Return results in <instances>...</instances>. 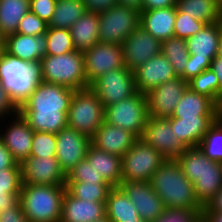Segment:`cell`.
I'll list each match as a JSON object with an SVG mask.
<instances>
[{
    "mask_svg": "<svg viewBox=\"0 0 222 222\" xmlns=\"http://www.w3.org/2000/svg\"><path fill=\"white\" fill-rule=\"evenodd\" d=\"M202 209L165 208L163 213L153 222H195Z\"/></svg>",
    "mask_w": 222,
    "mask_h": 222,
    "instance_id": "7bdbcfd3",
    "label": "cell"
},
{
    "mask_svg": "<svg viewBox=\"0 0 222 222\" xmlns=\"http://www.w3.org/2000/svg\"><path fill=\"white\" fill-rule=\"evenodd\" d=\"M177 0H142V10H153L176 6Z\"/></svg>",
    "mask_w": 222,
    "mask_h": 222,
    "instance_id": "f907efd6",
    "label": "cell"
},
{
    "mask_svg": "<svg viewBox=\"0 0 222 222\" xmlns=\"http://www.w3.org/2000/svg\"><path fill=\"white\" fill-rule=\"evenodd\" d=\"M165 159L156 149L138 138L122 156V181L149 182Z\"/></svg>",
    "mask_w": 222,
    "mask_h": 222,
    "instance_id": "30bf717a",
    "label": "cell"
},
{
    "mask_svg": "<svg viewBox=\"0 0 222 222\" xmlns=\"http://www.w3.org/2000/svg\"><path fill=\"white\" fill-rule=\"evenodd\" d=\"M176 160L193 183L198 203L206 206L222 187L219 162L209 159L199 146L187 148Z\"/></svg>",
    "mask_w": 222,
    "mask_h": 222,
    "instance_id": "3957f363",
    "label": "cell"
},
{
    "mask_svg": "<svg viewBox=\"0 0 222 222\" xmlns=\"http://www.w3.org/2000/svg\"><path fill=\"white\" fill-rule=\"evenodd\" d=\"M86 11L100 13L118 4L117 0H82Z\"/></svg>",
    "mask_w": 222,
    "mask_h": 222,
    "instance_id": "c3c4849f",
    "label": "cell"
},
{
    "mask_svg": "<svg viewBox=\"0 0 222 222\" xmlns=\"http://www.w3.org/2000/svg\"><path fill=\"white\" fill-rule=\"evenodd\" d=\"M119 5L142 11V0H117Z\"/></svg>",
    "mask_w": 222,
    "mask_h": 222,
    "instance_id": "11a10c76",
    "label": "cell"
},
{
    "mask_svg": "<svg viewBox=\"0 0 222 222\" xmlns=\"http://www.w3.org/2000/svg\"><path fill=\"white\" fill-rule=\"evenodd\" d=\"M0 222H30L24 214L20 202L9 210L0 211Z\"/></svg>",
    "mask_w": 222,
    "mask_h": 222,
    "instance_id": "7dc6e473",
    "label": "cell"
},
{
    "mask_svg": "<svg viewBox=\"0 0 222 222\" xmlns=\"http://www.w3.org/2000/svg\"><path fill=\"white\" fill-rule=\"evenodd\" d=\"M199 147L209 159L222 160V116L209 128Z\"/></svg>",
    "mask_w": 222,
    "mask_h": 222,
    "instance_id": "f35d334b",
    "label": "cell"
},
{
    "mask_svg": "<svg viewBox=\"0 0 222 222\" xmlns=\"http://www.w3.org/2000/svg\"><path fill=\"white\" fill-rule=\"evenodd\" d=\"M4 51L38 67L46 55V35L30 36L14 33L6 36Z\"/></svg>",
    "mask_w": 222,
    "mask_h": 222,
    "instance_id": "7402d4cb",
    "label": "cell"
},
{
    "mask_svg": "<svg viewBox=\"0 0 222 222\" xmlns=\"http://www.w3.org/2000/svg\"><path fill=\"white\" fill-rule=\"evenodd\" d=\"M201 215L207 222H222V212L207 211L204 207L201 210Z\"/></svg>",
    "mask_w": 222,
    "mask_h": 222,
    "instance_id": "db71d44e",
    "label": "cell"
},
{
    "mask_svg": "<svg viewBox=\"0 0 222 222\" xmlns=\"http://www.w3.org/2000/svg\"><path fill=\"white\" fill-rule=\"evenodd\" d=\"M195 222H207L202 215H200Z\"/></svg>",
    "mask_w": 222,
    "mask_h": 222,
    "instance_id": "680465c9",
    "label": "cell"
},
{
    "mask_svg": "<svg viewBox=\"0 0 222 222\" xmlns=\"http://www.w3.org/2000/svg\"><path fill=\"white\" fill-rule=\"evenodd\" d=\"M66 190L75 198L106 203L112 186L106 182H66Z\"/></svg>",
    "mask_w": 222,
    "mask_h": 222,
    "instance_id": "e575fe53",
    "label": "cell"
},
{
    "mask_svg": "<svg viewBox=\"0 0 222 222\" xmlns=\"http://www.w3.org/2000/svg\"><path fill=\"white\" fill-rule=\"evenodd\" d=\"M176 8L206 24L221 21L222 3L219 0H177Z\"/></svg>",
    "mask_w": 222,
    "mask_h": 222,
    "instance_id": "4dcf8cb0",
    "label": "cell"
},
{
    "mask_svg": "<svg viewBox=\"0 0 222 222\" xmlns=\"http://www.w3.org/2000/svg\"><path fill=\"white\" fill-rule=\"evenodd\" d=\"M56 155V134L34 131L30 157H50Z\"/></svg>",
    "mask_w": 222,
    "mask_h": 222,
    "instance_id": "ab89813d",
    "label": "cell"
},
{
    "mask_svg": "<svg viewBox=\"0 0 222 222\" xmlns=\"http://www.w3.org/2000/svg\"><path fill=\"white\" fill-rule=\"evenodd\" d=\"M205 24V22L196 20L192 16L187 13L180 12L176 8L174 36L186 40L198 33Z\"/></svg>",
    "mask_w": 222,
    "mask_h": 222,
    "instance_id": "60d3db41",
    "label": "cell"
},
{
    "mask_svg": "<svg viewBox=\"0 0 222 222\" xmlns=\"http://www.w3.org/2000/svg\"><path fill=\"white\" fill-rule=\"evenodd\" d=\"M176 6L140 11V25L160 42L174 37Z\"/></svg>",
    "mask_w": 222,
    "mask_h": 222,
    "instance_id": "484cf974",
    "label": "cell"
},
{
    "mask_svg": "<svg viewBox=\"0 0 222 222\" xmlns=\"http://www.w3.org/2000/svg\"><path fill=\"white\" fill-rule=\"evenodd\" d=\"M149 114L146 94L137 91L134 95L105 107L104 121L130 131L141 138Z\"/></svg>",
    "mask_w": 222,
    "mask_h": 222,
    "instance_id": "9c48e42d",
    "label": "cell"
},
{
    "mask_svg": "<svg viewBox=\"0 0 222 222\" xmlns=\"http://www.w3.org/2000/svg\"><path fill=\"white\" fill-rule=\"evenodd\" d=\"M221 31L222 22H213L205 24L198 33L186 39L189 59L180 76L184 81L189 82L210 68L212 60L217 56Z\"/></svg>",
    "mask_w": 222,
    "mask_h": 222,
    "instance_id": "52a82bcc",
    "label": "cell"
},
{
    "mask_svg": "<svg viewBox=\"0 0 222 222\" xmlns=\"http://www.w3.org/2000/svg\"><path fill=\"white\" fill-rule=\"evenodd\" d=\"M104 113L103 103L90 87L75 90L67 114V127L91 138L103 124Z\"/></svg>",
    "mask_w": 222,
    "mask_h": 222,
    "instance_id": "ba28073f",
    "label": "cell"
},
{
    "mask_svg": "<svg viewBox=\"0 0 222 222\" xmlns=\"http://www.w3.org/2000/svg\"><path fill=\"white\" fill-rule=\"evenodd\" d=\"M210 68L219 81V107L222 109V58L215 57L211 62Z\"/></svg>",
    "mask_w": 222,
    "mask_h": 222,
    "instance_id": "816d5d0a",
    "label": "cell"
},
{
    "mask_svg": "<svg viewBox=\"0 0 222 222\" xmlns=\"http://www.w3.org/2000/svg\"><path fill=\"white\" fill-rule=\"evenodd\" d=\"M149 183L165 208H203L197 201L193 183L184 175L176 159H165Z\"/></svg>",
    "mask_w": 222,
    "mask_h": 222,
    "instance_id": "7a4b0ae2",
    "label": "cell"
},
{
    "mask_svg": "<svg viewBox=\"0 0 222 222\" xmlns=\"http://www.w3.org/2000/svg\"><path fill=\"white\" fill-rule=\"evenodd\" d=\"M99 13L88 12L71 27V37L75 50L84 52L99 42Z\"/></svg>",
    "mask_w": 222,
    "mask_h": 222,
    "instance_id": "f1b7e54d",
    "label": "cell"
},
{
    "mask_svg": "<svg viewBox=\"0 0 222 222\" xmlns=\"http://www.w3.org/2000/svg\"><path fill=\"white\" fill-rule=\"evenodd\" d=\"M119 187L134 204L139 217L143 220L153 222L165 210L163 201L149 182L122 181Z\"/></svg>",
    "mask_w": 222,
    "mask_h": 222,
    "instance_id": "ffe728a7",
    "label": "cell"
},
{
    "mask_svg": "<svg viewBox=\"0 0 222 222\" xmlns=\"http://www.w3.org/2000/svg\"><path fill=\"white\" fill-rule=\"evenodd\" d=\"M85 12L86 8L82 0H57L48 27L70 29Z\"/></svg>",
    "mask_w": 222,
    "mask_h": 222,
    "instance_id": "836d02e7",
    "label": "cell"
},
{
    "mask_svg": "<svg viewBox=\"0 0 222 222\" xmlns=\"http://www.w3.org/2000/svg\"><path fill=\"white\" fill-rule=\"evenodd\" d=\"M204 208L207 211H219L222 212V187L221 189L215 194V196L207 203Z\"/></svg>",
    "mask_w": 222,
    "mask_h": 222,
    "instance_id": "f5cc1de1",
    "label": "cell"
},
{
    "mask_svg": "<svg viewBox=\"0 0 222 222\" xmlns=\"http://www.w3.org/2000/svg\"><path fill=\"white\" fill-rule=\"evenodd\" d=\"M105 217V203L77 199L65 191L60 222H96Z\"/></svg>",
    "mask_w": 222,
    "mask_h": 222,
    "instance_id": "cb8c5ba5",
    "label": "cell"
},
{
    "mask_svg": "<svg viewBox=\"0 0 222 222\" xmlns=\"http://www.w3.org/2000/svg\"><path fill=\"white\" fill-rule=\"evenodd\" d=\"M139 25V10L116 4L99 13V42L122 44Z\"/></svg>",
    "mask_w": 222,
    "mask_h": 222,
    "instance_id": "8fae6325",
    "label": "cell"
},
{
    "mask_svg": "<svg viewBox=\"0 0 222 222\" xmlns=\"http://www.w3.org/2000/svg\"><path fill=\"white\" fill-rule=\"evenodd\" d=\"M0 81L20 108L42 80L39 67L3 51L0 52Z\"/></svg>",
    "mask_w": 222,
    "mask_h": 222,
    "instance_id": "5b68a950",
    "label": "cell"
},
{
    "mask_svg": "<svg viewBox=\"0 0 222 222\" xmlns=\"http://www.w3.org/2000/svg\"><path fill=\"white\" fill-rule=\"evenodd\" d=\"M13 118V119H12ZM10 122L0 125V140L10 151L17 163L30 157L34 130L20 113L11 116ZM7 125V126H6Z\"/></svg>",
    "mask_w": 222,
    "mask_h": 222,
    "instance_id": "d6986e66",
    "label": "cell"
},
{
    "mask_svg": "<svg viewBox=\"0 0 222 222\" xmlns=\"http://www.w3.org/2000/svg\"><path fill=\"white\" fill-rule=\"evenodd\" d=\"M124 65L131 71L161 53V42L139 25L123 41Z\"/></svg>",
    "mask_w": 222,
    "mask_h": 222,
    "instance_id": "e0dca14e",
    "label": "cell"
},
{
    "mask_svg": "<svg viewBox=\"0 0 222 222\" xmlns=\"http://www.w3.org/2000/svg\"><path fill=\"white\" fill-rule=\"evenodd\" d=\"M22 186L21 168L0 171V211L9 210L19 203Z\"/></svg>",
    "mask_w": 222,
    "mask_h": 222,
    "instance_id": "1f68e13d",
    "label": "cell"
},
{
    "mask_svg": "<svg viewBox=\"0 0 222 222\" xmlns=\"http://www.w3.org/2000/svg\"><path fill=\"white\" fill-rule=\"evenodd\" d=\"M219 58H222V31L219 37V42H218V52H217V56Z\"/></svg>",
    "mask_w": 222,
    "mask_h": 222,
    "instance_id": "6f0895ef",
    "label": "cell"
},
{
    "mask_svg": "<svg viewBox=\"0 0 222 222\" xmlns=\"http://www.w3.org/2000/svg\"><path fill=\"white\" fill-rule=\"evenodd\" d=\"M199 116H222V109L211 98L188 87L178 102L172 117L198 118Z\"/></svg>",
    "mask_w": 222,
    "mask_h": 222,
    "instance_id": "4316f807",
    "label": "cell"
},
{
    "mask_svg": "<svg viewBox=\"0 0 222 222\" xmlns=\"http://www.w3.org/2000/svg\"><path fill=\"white\" fill-rule=\"evenodd\" d=\"M47 28L48 23L29 11L20 20L17 33L30 36H40L46 33Z\"/></svg>",
    "mask_w": 222,
    "mask_h": 222,
    "instance_id": "ee69618b",
    "label": "cell"
},
{
    "mask_svg": "<svg viewBox=\"0 0 222 222\" xmlns=\"http://www.w3.org/2000/svg\"><path fill=\"white\" fill-rule=\"evenodd\" d=\"M85 159L93 163L98 174L110 186L119 187L122 183V157L101 151L91 144Z\"/></svg>",
    "mask_w": 222,
    "mask_h": 222,
    "instance_id": "83f0119b",
    "label": "cell"
},
{
    "mask_svg": "<svg viewBox=\"0 0 222 222\" xmlns=\"http://www.w3.org/2000/svg\"><path fill=\"white\" fill-rule=\"evenodd\" d=\"M110 222H135L139 217L134 204L120 187H112L105 203Z\"/></svg>",
    "mask_w": 222,
    "mask_h": 222,
    "instance_id": "f546056e",
    "label": "cell"
},
{
    "mask_svg": "<svg viewBox=\"0 0 222 222\" xmlns=\"http://www.w3.org/2000/svg\"><path fill=\"white\" fill-rule=\"evenodd\" d=\"M141 139L166 159H176L187 149L177 138L169 118L149 116Z\"/></svg>",
    "mask_w": 222,
    "mask_h": 222,
    "instance_id": "4fadbf2b",
    "label": "cell"
},
{
    "mask_svg": "<svg viewBox=\"0 0 222 222\" xmlns=\"http://www.w3.org/2000/svg\"><path fill=\"white\" fill-rule=\"evenodd\" d=\"M221 116H199L198 118L169 117L177 138L186 147H198L209 128Z\"/></svg>",
    "mask_w": 222,
    "mask_h": 222,
    "instance_id": "d4e9b609",
    "label": "cell"
},
{
    "mask_svg": "<svg viewBox=\"0 0 222 222\" xmlns=\"http://www.w3.org/2000/svg\"><path fill=\"white\" fill-rule=\"evenodd\" d=\"M161 53L169 60L177 77H180L189 59L186 40L174 36L162 41Z\"/></svg>",
    "mask_w": 222,
    "mask_h": 222,
    "instance_id": "d590c367",
    "label": "cell"
},
{
    "mask_svg": "<svg viewBox=\"0 0 222 222\" xmlns=\"http://www.w3.org/2000/svg\"><path fill=\"white\" fill-rule=\"evenodd\" d=\"M96 222H110L106 217L100 221H96Z\"/></svg>",
    "mask_w": 222,
    "mask_h": 222,
    "instance_id": "94428289",
    "label": "cell"
},
{
    "mask_svg": "<svg viewBox=\"0 0 222 222\" xmlns=\"http://www.w3.org/2000/svg\"><path fill=\"white\" fill-rule=\"evenodd\" d=\"M57 0H30V12L49 23L55 11Z\"/></svg>",
    "mask_w": 222,
    "mask_h": 222,
    "instance_id": "f6af8a7d",
    "label": "cell"
},
{
    "mask_svg": "<svg viewBox=\"0 0 222 222\" xmlns=\"http://www.w3.org/2000/svg\"><path fill=\"white\" fill-rule=\"evenodd\" d=\"M74 91L41 81L19 108V113L34 131L56 134L67 127V114Z\"/></svg>",
    "mask_w": 222,
    "mask_h": 222,
    "instance_id": "6da1fadb",
    "label": "cell"
},
{
    "mask_svg": "<svg viewBox=\"0 0 222 222\" xmlns=\"http://www.w3.org/2000/svg\"><path fill=\"white\" fill-rule=\"evenodd\" d=\"M91 138L75 129L66 127L56 133V155L59 166L67 174L87 155Z\"/></svg>",
    "mask_w": 222,
    "mask_h": 222,
    "instance_id": "9a60e30c",
    "label": "cell"
},
{
    "mask_svg": "<svg viewBox=\"0 0 222 222\" xmlns=\"http://www.w3.org/2000/svg\"><path fill=\"white\" fill-rule=\"evenodd\" d=\"M220 164V170H221V174H222V160L219 162Z\"/></svg>",
    "mask_w": 222,
    "mask_h": 222,
    "instance_id": "6125c7cd",
    "label": "cell"
},
{
    "mask_svg": "<svg viewBox=\"0 0 222 222\" xmlns=\"http://www.w3.org/2000/svg\"><path fill=\"white\" fill-rule=\"evenodd\" d=\"M41 80L73 90L89 88L85 76L84 53L74 50L65 54L45 55L39 64Z\"/></svg>",
    "mask_w": 222,
    "mask_h": 222,
    "instance_id": "8992f818",
    "label": "cell"
},
{
    "mask_svg": "<svg viewBox=\"0 0 222 222\" xmlns=\"http://www.w3.org/2000/svg\"><path fill=\"white\" fill-rule=\"evenodd\" d=\"M83 53L85 76L89 85L99 76L125 67L121 44L98 42Z\"/></svg>",
    "mask_w": 222,
    "mask_h": 222,
    "instance_id": "5bb4252c",
    "label": "cell"
},
{
    "mask_svg": "<svg viewBox=\"0 0 222 222\" xmlns=\"http://www.w3.org/2000/svg\"><path fill=\"white\" fill-rule=\"evenodd\" d=\"M187 88L188 82L181 77H176L153 88L146 94L149 116L155 118L171 117Z\"/></svg>",
    "mask_w": 222,
    "mask_h": 222,
    "instance_id": "2e32d148",
    "label": "cell"
},
{
    "mask_svg": "<svg viewBox=\"0 0 222 222\" xmlns=\"http://www.w3.org/2000/svg\"><path fill=\"white\" fill-rule=\"evenodd\" d=\"M65 185L23 184L19 202L30 222H60Z\"/></svg>",
    "mask_w": 222,
    "mask_h": 222,
    "instance_id": "277c9868",
    "label": "cell"
},
{
    "mask_svg": "<svg viewBox=\"0 0 222 222\" xmlns=\"http://www.w3.org/2000/svg\"><path fill=\"white\" fill-rule=\"evenodd\" d=\"M66 182H105V180L98 174L93 163L84 159L66 174Z\"/></svg>",
    "mask_w": 222,
    "mask_h": 222,
    "instance_id": "b9f144b4",
    "label": "cell"
},
{
    "mask_svg": "<svg viewBox=\"0 0 222 222\" xmlns=\"http://www.w3.org/2000/svg\"><path fill=\"white\" fill-rule=\"evenodd\" d=\"M188 87L211 98L219 106V81L211 68L201 72L188 82Z\"/></svg>",
    "mask_w": 222,
    "mask_h": 222,
    "instance_id": "74e56055",
    "label": "cell"
},
{
    "mask_svg": "<svg viewBox=\"0 0 222 222\" xmlns=\"http://www.w3.org/2000/svg\"><path fill=\"white\" fill-rule=\"evenodd\" d=\"M134 76L136 90L144 94L177 77L173 66L162 53L135 69Z\"/></svg>",
    "mask_w": 222,
    "mask_h": 222,
    "instance_id": "44dd1931",
    "label": "cell"
},
{
    "mask_svg": "<svg viewBox=\"0 0 222 222\" xmlns=\"http://www.w3.org/2000/svg\"><path fill=\"white\" fill-rule=\"evenodd\" d=\"M30 0H0V29L5 36L17 33L20 20L30 11Z\"/></svg>",
    "mask_w": 222,
    "mask_h": 222,
    "instance_id": "d6a6232c",
    "label": "cell"
},
{
    "mask_svg": "<svg viewBox=\"0 0 222 222\" xmlns=\"http://www.w3.org/2000/svg\"><path fill=\"white\" fill-rule=\"evenodd\" d=\"M7 168H21L20 164L13 158L10 151L0 140V171Z\"/></svg>",
    "mask_w": 222,
    "mask_h": 222,
    "instance_id": "681fc988",
    "label": "cell"
},
{
    "mask_svg": "<svg viewBox=\"0 0 222 222\" xmlns=\"http://www.w3.org/2000/svg\"><path fill=\"white\" fill-rule=\"evenodd\" d=\"M135 222H148V221H145L142 218H138L137 220H135Z\"/></svg>",
    "mask_w": 222,
    "mask_h": 222,
    "instance_id": "91938a15",
    "label": "cell"
},
{
    "mask_svg": "<svg viewBox=\"0 0 222 222\" xmlns=\"http://www.w3.org/2000/svg\"><path fill=\"white\" fill-rule=\"evenodd\" d=\"M19 113V108L11 100L9 93L0 81V122L8 120L11 116ZM9 116V117H8ZM5 118V119H4Z\"/></svg>",
    "mask_w": 222,
    "mask_h": 222,
    "instance_id": "bcb514c9",
    "label": "cell"
},
{
    "mask_svg": "<svg viewBox=\"0 0 222 222\" xmlns=\"http://www.w3.org/2000/svg\"><path fill=\"white\" fill-rule=\"evenodd\" d=\"M46 35V55L65 54L75 50L70 29L48 27Z\"/></svg>",
    "mask_w": 222,
    "mask_h": 222,
    "instance_id": "8d00e7d4",
    "label": "cell"
},
{
    "mask_svg": "<svg viewBox=\"0 0 222 222\" xmlns=\"http://www.w3.org/2000/svg\"><path fill=\"white\" fill-rule=\"evenodd\" d=\"M137 139L130 131L104 121L91 137V144L101 151L122 157Z\"/></svg>",
    "mask_w": 222,
    "mask_h": 222,
    "instance_id": "603a6c76",
    "label": "cell"
},
{
    "mask_svg": "<svg viewBox=\"0 0 222 222\" xmlns=\"http://www.w3.org/2000/svg\"><path fill=\"white\" fill-rule=\"evenodd\" d=\"M104 108L134 95L136 90L134 71L127 67L109 71L90 84Z\"/></svg>",
    "mask_w": 222,
    "mask_h": 222,
    "instance_id": "7c38bea8",
    "label": "cell"
},
{
    "mask_svg": "<svg viewBox=\"0 0 222 222\" xmlns=\"http://www.w3.org/2000/svg\"><path fill=\"white\" fill-rule=\"evenodd\" d=\"M5 40H6V36L3 34V32L0 29V52L4 51L5 48Z\"/></svg>",
    "mask_w": 222,
    "mask_h": 222,
    "instance_id": "9f6ffc18",
    "label": "cell"
},
{
    "mask_svg": "<svg viewBox=\"0 0 222 222\" xmlns=\"http://www.w3.org/2000/svg\"><path fill=\"white\" fill-rule=\"evenodd\" d=\"M22 183L31 185H65L66 174L55 156L29 157L20 163Z\"/></svg>",
    "mask_w": 222,
    "mask_h": 222,
    "instance_id": "ac0fdd59",
    "label": "cell"
}]
</instances>
